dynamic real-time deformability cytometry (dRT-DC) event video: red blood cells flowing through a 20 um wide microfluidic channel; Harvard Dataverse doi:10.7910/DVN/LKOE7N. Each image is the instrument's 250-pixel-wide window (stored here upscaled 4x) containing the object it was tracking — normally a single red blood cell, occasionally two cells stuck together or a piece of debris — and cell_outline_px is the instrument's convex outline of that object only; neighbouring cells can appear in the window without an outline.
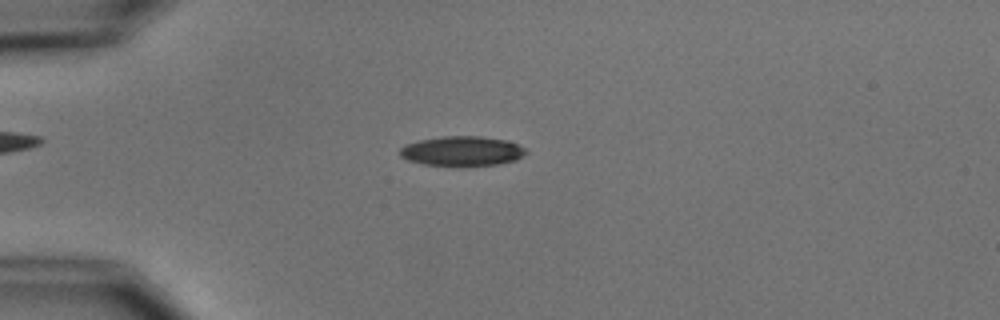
{"species": "common noctule bat (a hibernating species)", "species_latin": "Nyctalus noctula", "temperature_condition": "cold", "stored_images_in_passage": 6, "camera_frame_rate_fps": 3000, "um_per_image_px": 0.085, "animal": {"sex": "male", "body_mass_g": 15.6}, "frame": {"image": 1, "passage_image": 4, "time_ms": 3.333, "image_size_px": [1000, 320], "cell_outline_px": [[528, 152], [516, 160], [500, 164], [424, 164], [408, 160], [400, 156], [400, 148], [404, 144], [420, 140], [444, 136], [480, 136], [508, 140], [528, 148]], "centroid_in_image_um": [39.32, 12.81], "position_along_channel_um": 45.7, "area_um2": 21.5}}